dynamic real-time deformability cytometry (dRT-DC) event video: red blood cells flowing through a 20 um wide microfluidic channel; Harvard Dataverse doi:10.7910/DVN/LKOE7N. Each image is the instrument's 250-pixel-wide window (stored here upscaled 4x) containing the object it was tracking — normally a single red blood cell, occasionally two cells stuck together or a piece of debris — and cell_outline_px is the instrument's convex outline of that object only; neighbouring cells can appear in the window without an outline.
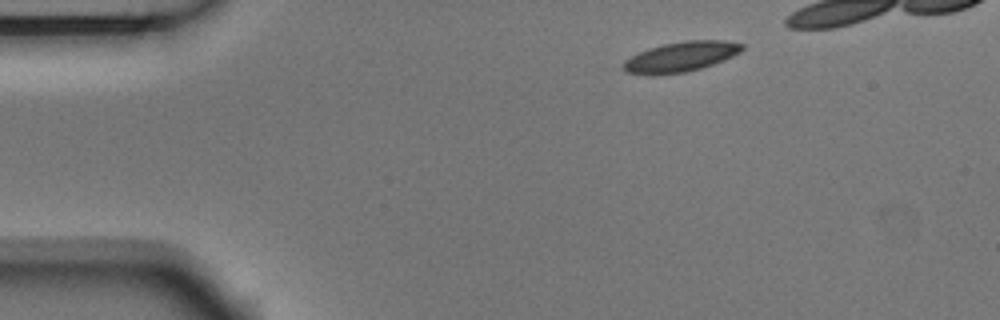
{"species": "Egyptian fruit bat (a non-hibernating species)", "species_latin": "Rousettus aegyptiacus", "temperature_condition": "room temperature", "stored_images_in_passage": 9, "camera_frame_rate_fps": 3000, "um_per_image_px": 0.085, "animal": {"sex": "male"}, "frame": {"image": 1, "passage_image": 1, "time_ms": 0.0, "image_size_px": [1000, 320], "cell_outline_px": [[744, 48], [740, 52], [732, 56], [712, 64], [700, 68], [684, 72], [628, 72], [624, 68], [624, 60], [648, 48], [664, 44], [684, 40], [724, 40], [744, 44]], "centroid_in_image_um": [57.97, 4.76], "position_along_channel_um": 27.0, "area_um2": 19.83}}